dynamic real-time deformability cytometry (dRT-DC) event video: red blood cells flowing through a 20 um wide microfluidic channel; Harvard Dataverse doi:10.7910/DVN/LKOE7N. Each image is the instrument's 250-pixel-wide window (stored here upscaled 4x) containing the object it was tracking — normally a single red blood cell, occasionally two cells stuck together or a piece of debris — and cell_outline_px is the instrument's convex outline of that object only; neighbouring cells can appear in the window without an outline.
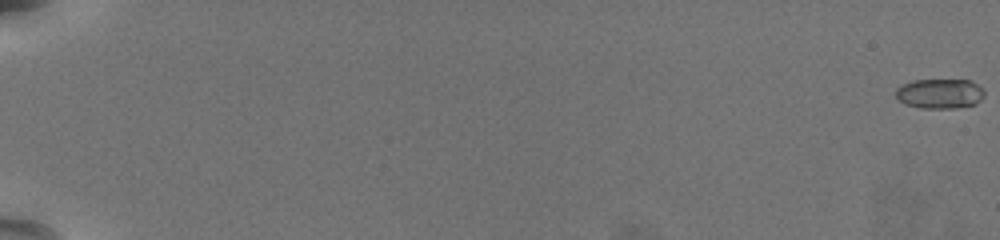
{"species": "common noctule bat (a hibernating species)", "species_latin": "Nyctalus noctula", "temperature_condition": "warm", "stored_images_in_passage": 60, "camera_frame_rate_fps": 3000, "um_per_image_px": 0.085, "animal": {"sex": "female", "body_mass_g": 19.5, "forearm_length_mm": 54.1}, "frame": {"image": 1, "passage_image": 1, "time_ms": 0.0, "image_size_px": [1000, 240], "cell_outline_px": [[984, 96], [976, 104], [952, 108], [920, 108], [904, 104], [896, 100], [896, 88], [912, 80], [968, 80], [984, 88]], "centroid_in_image_um": [79.86, 7.96], "position_along_channel_um": 5.1, "area_um2": 15.49}}
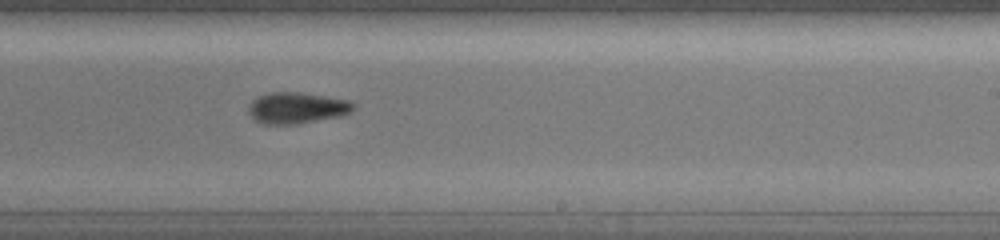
{"frame": {"image": 2, "passage_image": 41, "time_ms": 13.333, "image_size_px": [1000, 240], "cell_outline_px": [[356, 108], [340, 116], [296, 124], [264, 124], [256, 120], [248, 112], [248, 104], [252, 100], [268, 92], [300, 92], [348, 100], [356, 104]], "centroid_in_image_um": [25.22, 9.16], "position_along_channel_um": 263.8, "area_um2": 19.02}}
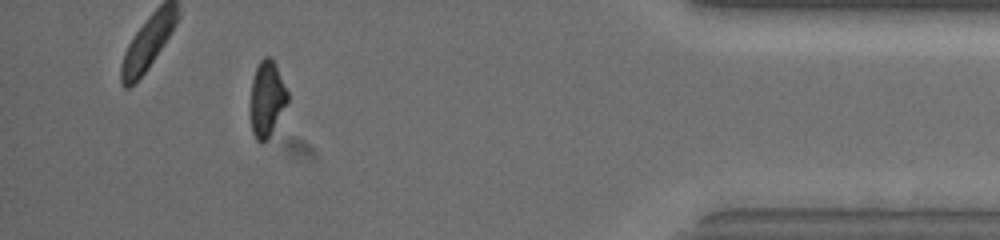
{"frame": {"image": 3, "passage_image": 56, "time_ms": 18.333, "image_size_px": [1000, 240], "cell_outline_px": [[288, 100], [268, 136], [260, 144], [256, 140], [252, 132], [248, 108], [252, 80], [256, 68], [260, 60], [264, 56], [268, 56], [276, 64], [288, 92]], "centroid_in_image_um": [22.63, 8.37], "position_along_channel_um": 412.6, "area_um2": 16.42}, "authors_computed_cell_mechanics": {"area_um2": 16.8776, "velocity_mm_per_s": 3.7821, "shape_relaxation_time_tau1_ms": 4.9605, "shape_relaxation_time_tau2_ms": 5.4684, "deformation_change_tau1": 0.1844, "deformation_change_tau2": 0.1161}}